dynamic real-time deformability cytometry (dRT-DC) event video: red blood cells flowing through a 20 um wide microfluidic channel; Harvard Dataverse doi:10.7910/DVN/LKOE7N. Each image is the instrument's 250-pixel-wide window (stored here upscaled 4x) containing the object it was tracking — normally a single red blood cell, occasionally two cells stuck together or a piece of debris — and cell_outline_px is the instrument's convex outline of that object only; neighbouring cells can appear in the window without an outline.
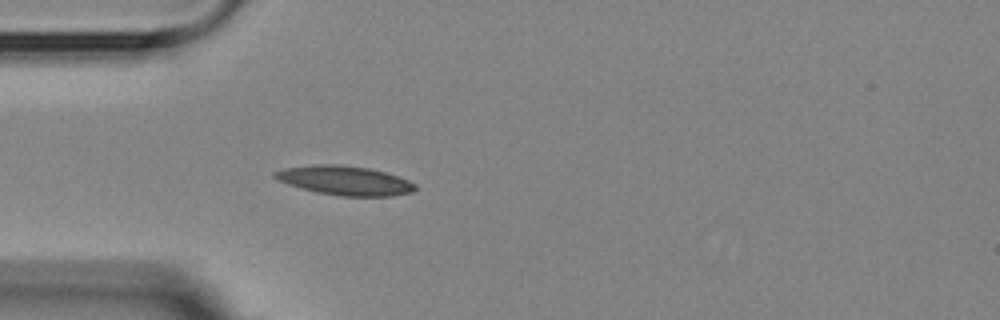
{"species": "Egyptian fruit bat (a non-hibernating species)", "species_latin": "Rousettus aegyptiacus", "temperature_condition": "room temperature", "stored_images_in_passage": 1, "camera_frame_rate_fps": 3000, "um_per_image_px": 0.085, "animal": {"sex": "female"}, "frame": {"image": 1, "passage_image": 1, "time_ms": 0.0, "image_size_px": [1000, 320], "cell_outline_px": [[416, 188], [412, 192], [392, 196], [344, 196], [316, 192], [300, 188], [288, 184], [272, 176], [272, 172], [284, 168], [312, 164], [340, 164], [368, 168], [384, 172], [408, 180], [416, 184]], "centroid_in_image_um": [29.28, 15.33], "position_along_channel_um": 55.7, "area_um2": 23.87}}